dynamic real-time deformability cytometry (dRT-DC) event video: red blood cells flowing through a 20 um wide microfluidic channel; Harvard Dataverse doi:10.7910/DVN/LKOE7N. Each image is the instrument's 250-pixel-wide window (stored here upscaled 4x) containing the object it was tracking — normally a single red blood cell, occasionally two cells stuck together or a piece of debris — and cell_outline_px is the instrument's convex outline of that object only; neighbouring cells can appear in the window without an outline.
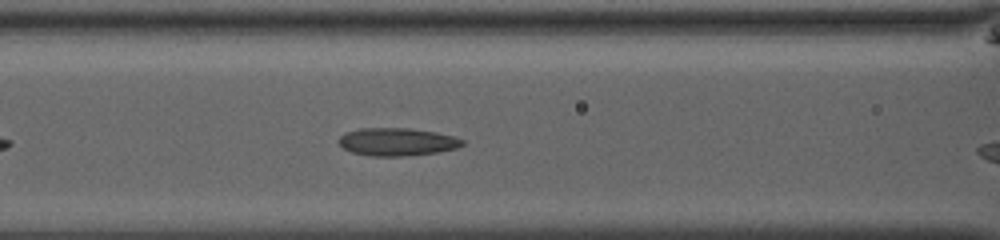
{"species": "common noctule bat (a hibernating species)", "species_latin": "Nyctalus noctula", "temperature_condition": "room temperature", "stored_images_in_passage": 7, "camera_frame_rate_fps": 3000, "um_per_image_px": 0.085, "animal": {"sex": "male", "body_mass_g": 13.0, "forearm_length_mm": 53.1}, "frame": {"image": 1, "passage_image": 6, "time_ms": 1.667, "image_size_px": [1000, 240], "cell_outline_px": [[464, 144], [456, 148], [436, 152], [404, 156], [372, 156], [352, 152], [344, 148], [340, 144], [340, 136], [348, 132], [360, 128], [408, 128], [436, 132], [452, 136], [464, 140]], "centroid_in_image_um": [33.76, 12.05], "position_along_channel_um": 132.8, "area_um2": 19.77}}